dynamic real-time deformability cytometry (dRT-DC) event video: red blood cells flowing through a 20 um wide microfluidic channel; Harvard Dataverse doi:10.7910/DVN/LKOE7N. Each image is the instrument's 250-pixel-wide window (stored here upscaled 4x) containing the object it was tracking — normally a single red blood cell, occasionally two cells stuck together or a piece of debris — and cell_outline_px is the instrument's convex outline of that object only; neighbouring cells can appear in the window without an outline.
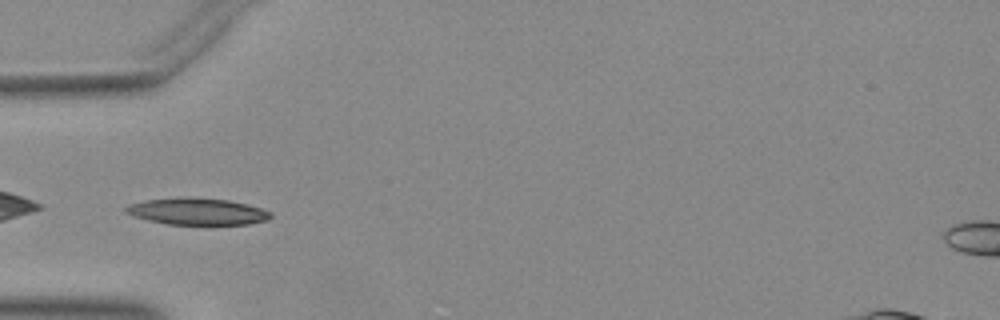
{"species": "Egyptian fruit bat (a non-hibernating species)", "species_latin": "Rousettus aegyptiacus", "temperature_condition": "warm", "stored_images_in_passage": 36, "camera_frame_rate_fps": 3000, "um_per_image_px": 0.085, "animal": {"sex": "female"}, "frame": {"image": 1, "passage_image": 1, "time_ms": 0.0, "image_size_px": [1000, 320], "cell_outline_px": [[272, 216], [268, 220], [248, 224], [212, 228], [168, 224], [148, 220], [124, 212], [124, 208], [132, 204], [144, 200], [180, 196], [188, 196], [228, 200], [248, 204], [272, 212]], "centroid_in_image_um": [16.83, 18.01], "position_along_channel_um": 68.2, "area_um2": 23.81}}
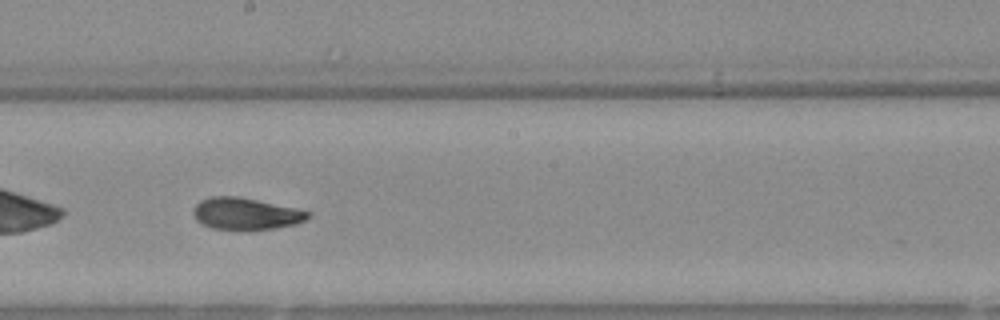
{"frame": {"image": 2, "passage_image": 13, "time_ms": 4.0, "image_size_px": [1000, 320], "cell_outline_px": [[308, 216], [304, 220], [296, 224], [276, 228], [248, 232], [212, 228], [200, 224], [196, 220], [192, 212], [192, 208], [200, 200], [212, 196], [236, 196], [296, 208], [308, 212]], "centroid_in_image_um": [20.82, 18.2], "position_along_channel_um": 227.4, "area_um2": 21.68}}
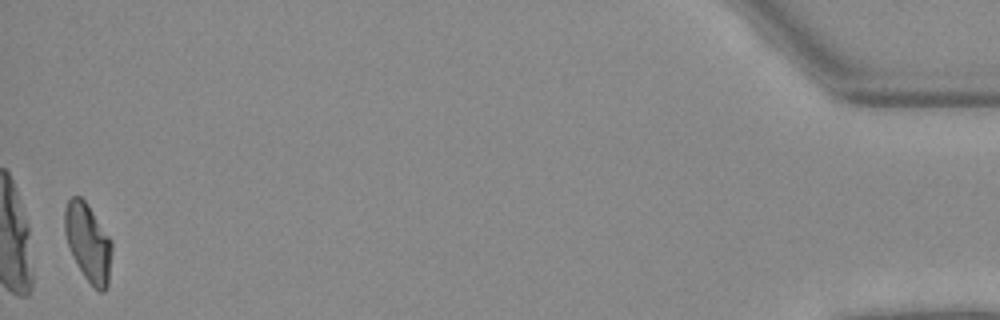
{"frame": {"image": 3, "passage_image": 35, "time_ms": 11.333, "image_size_px": [1000, 320], "cell_outline_px": [[112, 248], [108, 288], [104, 292], [100, 292], [84, 276], [72, 256], [64, 232], [64, 208], [68, 200], [72, 196], [80, 196], [84, 200], [112, 240]], "centroid_in_image_um": [7.49, 20.62], "position_along_channel_um": 427.7, "area_um2": 21.39}}